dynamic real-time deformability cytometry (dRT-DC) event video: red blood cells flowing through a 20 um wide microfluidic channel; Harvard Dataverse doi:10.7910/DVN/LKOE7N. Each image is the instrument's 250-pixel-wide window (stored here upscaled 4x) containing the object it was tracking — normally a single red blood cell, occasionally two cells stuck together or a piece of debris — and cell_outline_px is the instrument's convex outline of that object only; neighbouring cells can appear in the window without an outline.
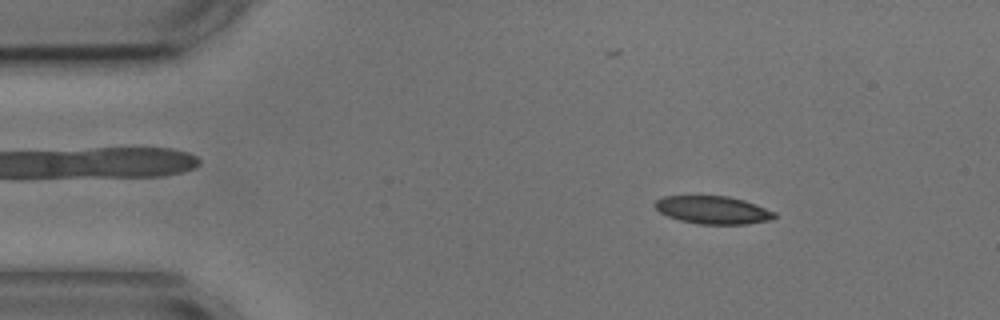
{"species": "common noctule bat (a hibernating species)", "species_latin": "Nyctalus noctula", "temperature_condition": "cold", "stored_images_in_passage": 3, "camera_frame_rate_fps": 3000, "um_per_image_px": 0.085, "animal": {"sex": "male", "body_mass_g": 17.9, "forearm_length_mm": 54.2}, "frame": {"image": 1, "passage_image": 1, "time_ms": 0.0, "image_size_px": [1000, 320], "cell_outline_px": [[776, 216], [772, 220], [748, 224], [700, 224], [680, 220], [668, 216], [660, 212], [652, 204], [656, 200], [664, 196], [728, 196], [744, 200], [756, 204], [776, 212]], "centroid_in_image_um": [60.62, 17.85], "position_along_channel_um": 24.4, "area_um2": 19.48}}